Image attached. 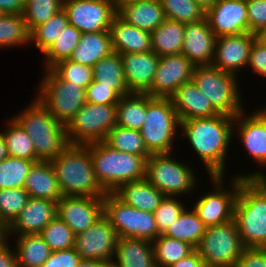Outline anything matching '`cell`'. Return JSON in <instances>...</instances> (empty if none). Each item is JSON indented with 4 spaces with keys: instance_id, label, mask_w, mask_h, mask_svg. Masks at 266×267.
Instances as JSON below:
<instances>
[{
    "instance_id": "obj_61",
    "label": "cell",
    "mask_w": 266,
    "mask_h": 267,
    "mask_svg": "<svg viewBox=\"0 0 266 267\" xmlns=\"http://www.w3.org/2000/svg\"><path fill=\"white\" fill-rule=\"evenodd\" d=\"M8 157L7 148L2 133L0 132V161Z\"/></svg>"
},
{
    "instance_id": "obj_43",
    "label": "cell",
    "mask_w": 266,
    "mask_h": 267,
    "mask_svg": "<svg viewBox=\"0 0 266 267\" xmlns=\"http://www.w3.org/2000/svg\"><path fill=\"white\" fill-rule=\"evenodd\" d=\"M33 163L12 156L0 161V189L24 188L25 178Z\"/></svg>"
},
{
    "instance_id": "obj_24",
    "label": "cell",
    "mask_w": 266,
    "mask_h": 267,
    "mask_svg": "<svg viewBox=\"0 0 266 267\" xmlns=\"http://www.w3.org/2000/svg\"><path fill=\"white\" fill-rule=\"evenodd\" d=\"M170 99L180 122L219 114L193 80L178 87Z\"/></svg>"
},
{
    "instance_id": "obj_6",
    "label": "cell",
    "mask_w": 266,
    "mask_h": 267,
    "mask_svg": "<svg viewBox=\"0 0 266 267\" xmlns=\"http://www.w3.org/2000/svg\"><path fill=\"white\" fill-rule=\"evenodd\" d=\"M180 120L170 98L151 97L147 94L146 118L140 134L151 154L171 153Z\"/></svg>"
},
{
    "instance_id": "obj_9",
    "label": "cell",
    "mask_w": 266,
    "mask_h": 267,
    "mask_svg": "<svg viewBox=\"0 0 266 267\" xmlns=\"http://www.w3.org/2000/svg\"><path fill=\"white\" fill-rule=\"evenodd\" d=\"M244 249L235 219L207 227L195 247L207 267H233Z\"/></svg>"
},
{
    "instance_id": "obj_17",
    "label": "cell",
    "mask_w": 266,
    "mask_h": 267,
    "mask_svg": "<svg viewBox=\"0 0 266 267\" xmlns=\"http://www.w3.org/2000/svg\"><path fill=\"white\" fill-rule=\"evenodd\" d=\"M239 135V141L250 157L259 166L266 167V106L250 115L245 110L234 118L233 132Z\"/></svg>"
},
{
    "instance_id": "obj_51",
    "label": "cell",
    "mask_w": 266,
    "mask_h": 267,
    "mask_svg": "<svg viewBox=\"0 0 266 267\" xmlns=\"http://www.w3.org/2000/svg\"><path fill=\"white\" fill-rule=\"evenodd\" d=\"M81 260L80 254L73 247L66 250L52 251L41 267H77Z\"/></svg>"
},
{
    "instance_id": "obj_40",
    "label": "cell",
    "mask_w": 266,
    "mask_h": 267,
    "mask_svg": "<svg viewBox=\"0 0 266 267\" xmlns=\"http://www.w3.org/2000/svg\"><path fill=\"white\" fill-rule=\"evenodd\" d=\"M82 33L73 25L68 24L57 40L43 53L46 69H50L57 62L69 59L79 44Z\"/></svg>"
},
{
    "instance_id": "obj_23",
    "label": "cell",
    "mask_w": 266,
    "mask_h": 267,
    "mask_svg": "<svg viewBox=\"0 0 266 267\" xmlns=\"http://www.w3.org/2000/svg\"><path fill=\"white\" fill-rule=\"evenodd\" d=\"M120 56L129 92L147 93L151 89L160 57L152 50Z\"/></svg>"
},
{
    "instance_id": "obj_27",
    "label": "cell",
    "mask_w": 266,
    "mask_h": 267,
    "mask_svg": "<svg viewBox=\"0 0 266 267\" xmlns=\"http://www.w3.org/2000/svg\"><path fill=\"white\" fill-rule=\"evenodd\" d=\"M24 189L29 197L58 202L63 194L50 161L34 162L25 178Z\"/></svg>"
},
{
    "instance_id": "obj_4",
    "label": "cell",
    "mask_w": 266,
    "mask_h": 267,
    "mask_svg": "<svg viewBox=\"0 0 266 267\" xmlns=\"http://www.w3.org/2000/svg\"><path fill=\"white\" fill-rule=\"evenodd\" d=\"M95 177L106 193H114L122 184L145 178L143 156L114 150L102 142L86 144Z\"/></svg>"
},
{
    "instance_id": "obj_28",
    "label": "cell",
    "mask_w": 266,
    "mask_h": 267,
    "mask_svg": "<svg viewBox=\"0 0 266 267\" xmlns=\"http://www.w3.org/2000/svg\"><path fill=\"white\" fill-rule=\"evenodd\" d=\"M112 267H156L152 241L118 238Z\"/></svg>"
},
{
    "instance_id": "obj_25",
    "label": "cell",
    "mask_w": 266,
    "mask_h": 267,
    "mask_svg": "<svg viewBox=\"0 0 266 267\" xmlns=\"http://www.w3.org/2000/svg\"><path fill=\"white\" fill-rule=\"evenodd\" d=\"M117 15L127 24L153 32L166 19L159 0L116 2Z\"/></svg>"
},
{
    "instance_id": "obj_15",
    "label": "cell",
    "mask_w": 266,
    "mask_h": 267,
    "mask_svg": "<svg viewBox=\"0 0 266 267\" xmlns=\"http://www.w3.org/2000/svg\"><path fill=\"white\" fill-rule=\"evenodd\" d=\"M118 236L114 227L103 215L87 230L75 236V250L81 259L112 263Z\"/></svg>"
},
{
    "instance_id": "obj_2",
    "label": "cell",
    "mask_w": 266,
    "mask_h": 267,
    "mask_svg": "<svg viewBox=\"0 0 266 267\" xmlns=\"http://www.w3.org/2000/svg\"><path fill=\"white\" fill-rule=\"evenodd\" d=\"M63 196L104 197L87 145H69L50 160Z\"/></svg>"
},
{
    "instance_id": "obj_31",
    "label": "cell",
    "mask_w": 266,
    "mask_h": 267,
    "mask_svg": "<svg viewBox=\"0 0 266 267\" xmlns=\"http://www.w3.org/2000/svg\"><path fill=\"white\" fill-rule=\"evenodd\" d=\"M185 24L165 19L151 32V50L159 57L181 54Z\"/></svg>"
},
{
    "instance_id": "obj_18",
    "label": "cell",
    "mask_w": 266,
    "mask_h": 267,
    "mask_svg": "<svg viewBox=\"0 0 266 267\" xmlns=\"http://www.w3.org/2000/svg\"><path fill=\"white\" fill-rule=\"evenodd\" d=\"M57 216L75 235L82 233L103 216V197L63 196L57 202Z\"/></svg>"
},
{
    "instance_id": "obj_32",
    "label": "cell",
    "mask_w": 266,
    "mask_h": 267,
    "mask_svg": "<svg viewBox=\"0 0 266 267\" xmlns=\"http://www.w3.org/2000/svg\"><path fill=\"white\" fill-rule=\"evenodd\" d=\"M93 80L111 87L120 98L130 93L124 79L121 56L117 52L112 51L93 65Z\"/></svg>"
},
{
    "instance_id": "obj_22",
    "label": "cell",
    "mask_w": 266,
    "mask_h": 267,
    "mask_svg": "<svg viewBox=\"0 0 266 267\" xmlns=\"http://www.w3.org/2000/svg\"><path fill=\"white\" fill-rule=\"evenodd\" d=\"M216 36L205 19L185 24L181 54L195 66L211 65Z\"/></svg>"
},
{
    "instance_id": "obj_11",
    "label": "cell",
    "mask_w": 266,
    "mask_h": 267,
    "mask_svg": "<svg viewBox=\"0 0 266 267\" xmlns=\"http://www.w3.org/2000/svg\"><path fill=\"white\" fill-rule=\"evenodd\" d=\"M103 215L114 227L118 238L132 237L153 241L158 233L154 213L125 204L114 193L103 197Z\"/></svg>"
},
{
    "instance_id": "obj_20",
    "label": "cell",
    "mask_w": 266,
    "mask_h": 267,
    "mask_svg": "<svg viewBox=\"0 0 266 267\" xmlns=\"http://www.w3.org/2000/svg\"><path fill=\"white\" fill-rule=\"evenodd\" d=\"M205 18L216 38L248 32L246 0H218Z\"/></svg>"
},
{
    "instance_id": "obj_12",
    "label": "cell",
    "mask_w": 266,
    "mask_h": 267,
    "mask_svg": "<svg viewBox=\"0 0 266 267\" xmlns=\"http://www.w3.org/2000/svg\"><path fill=\"white\" fill-rule=\"evenodd\" d=\"M116 123V105L86 102L66 126L68 140L72 145L102 142Z\"/></svg>"
},
{
    "instance_id": "obj_60",
    "label": "cell",
    "mask_w": 266,
    "mask_h": 267,
    "mask_svg": "<svg viewBox=\"0 0 266 267\" xmlns=\"http://www.w3.org/2000/svg\"><path fill=\"white\" fill-rule=\"evenodd\" d=\"M197 4L207 12L211 7H213L218 0H195Z\"/></svg>"
},
{
    "instance_id": "obj_56",
    "label": "cell",
    "mask_w": 266,
    "mask_h": 267,
    "mask_svg": "<svg viewBox=\"0 0 266 267\" xmlns=\"http://www.w3.org/2000/svg\"><path fill=\"white\" fill-rule=\"evenodd\" d=\"M169 267H207L199 254L194 250L191 254L183 259H180L175 264Z\"/></svg>"
},
{
    "instance_id": "obj_1",
    "label": "cell",
    "mask_w": 266,
    "mask_h": 267,
    "mask_svg": "<svg viewBox=\"0 0 266 267\" xmlns=\"http://www.w3.org/2000/svg\"><path fill=\"white\" fill-rule=\"evenodd\" d=\"M233 116L218 114L180 122V128L210 176H224L226 158L232 143Z\"/></svg>"
},
{
    "instance_id": "obj_45",
    "label": "cell",
    "mask_w": 266,
    "mask_h": 267,
    "mask_svg": "<svg viewBox=\"0 0 266 267\" xmlns=\"http://www.w3.org/2000/svg\"><path fill=\"white\" fill-rule=\"evenodd\" d=\"M63 8V0H25L22 12L31 32L38 25L47 22Z\"/></svg>"
},
{
    "instance_id": "obj_5",
    "label": "cell",
    "mask_w": 266,
    "mask_h": 267,
    "mask_svg": "<svg viewBox=\"0 0 266 267\" xmlns=\"http://www.w3.org/2000/svg\"><path fill=\"white\" fill-rule=\"evenodd\" d=\"M234 219L245 247L266 248V189L256 179L239 177Z\"/></svg>"
},
{
    "instance_id": "obj_47",
    "label": "cell",
    "mask_w": 266,
    "mask_h": 267,
    "mask_svg": "<svg viewBox=\"0 0 266 267\" xmlns=\"http://www.w3.org/2000/svg\"><path fill=\"white\" fill-rule=\"evenodd\" d=\"M60 79L86 90L93 81V67L72 62L69 59L57 62L50 68Z\"/></svg>"
},
{
    "instance_id": "obj_39",
    "label": "cell",
    "mask_w": 266,
    "mask_h": 267,
    "mask_svg": "<svg viewBox=\"0 0 266 267\" xmlns=\"http://www.w3.org/2000/svg\"><path fill=\"white\" fill-rule=\"evenodd\" d=\"M30 31L22 14H2L0 16V48L27 45Z\"/></svg>"
},
{
    "instance_id": "obj_34",
    "label": "cell",
    "mask_w": 266,
    "mask_h": 267,
    "mask_svg": "<svg viewBox=\"0 0 266 267\" xmlns=\"http://www.w3.org/2000/svg\"><path fill=\"white\" fill-rule=\"evenodd\" d=\"M14 251L17 267H41L51 250L39 234L16 236Z\"/></svg>"
},
{
    "instance_id": "obj_41",
    "label": "cell",
    "mask_w": 266,
    "mask_h": 267,
    "mask_svg": "<svg viewBox=\"0 0 266 267\" xmlns=\"http://www.w3.org/2000/svg\"><path fill=\"white\" fill-rule=\"evenodd\" d=\"M68 24L67 14L62 8L47 22L38 25L30 32V42L34 43L43 54Z\"/></svg>"
},
{
    "instance_id": "obj_49",
    "label": "cell",
    "mask_w": 266,
    "mask_h": 267,
    "mask_svg": "<svg viewBox=\"0 0 266 267\" xmlns=\"http://www.w3.org/2000/svg\"><path fill=\"white\" fill-rule=\"evenodd\" d=\"M86 102L98 105H117L120 97L111 89L93 80L85 90Z\"/></svg>"
},
{
    "instance_id": "obj_10",
    "label": "cell",
    "mask_w": 266,
    "mask_h": 267,
    "mask_svg": "<svg viewBox=\"0 0 266 267\" xmlns=\"http://www.w3.org/2000/svg\"><path fill=\"white\" fill-rule=\"evenodd\" d=\"M172 153L152 154L146 160L145 179L165 196H183L196 187L193 167L178 162Z\"/></svg>"
},
{
    "instance_id": "obj_38",
    "label": "cell",
    "mask_w": 266,
    "mask_h": 267,
    "mask_svg": "<svg viewBox=\"0 0 266 267\" xmlns=\"http://www.w3.org/2000/svg\"><path fill=\"white\" fill-rule=\"evenodd\" d=\"M152 245L156 267H169L195 250L191 244L163 234L153 240Z\"/></svg>"
},
{
    "instance_id": "obj_30",
    "label": "cell",
    "mask_w": 266,
    "mask_h": 267,
    "mask_svg": "<svg viewBox=\"0 0 266 267\" xmlns=\"http://www.w3.org/2000/svg\"><path fill=\"white\" fill-rule=\"evenodd\" d=\"M110 31L82 33L69 60L93 67L112 52Z\"/></svg>"
},
{
    "instance_id": "obj_8",
    "label": "cell",
    "mask_w": 266,
    "mask_h": 267,
    "mask_svg": "<svg viewBox=\"0 0 266 267\" xmlns=\"http://www.w3.org/2000/svg\"><path fill=\"white\" fill-rule=\"evenodd\" d=\"M36 98L61 124L67 126L86 103L85 89L60 79L51 69H45Z\"/></svg>"
},
{
    "instance_id": "obj_14",
    "label": "cell",
    "mask_w": 266,
    "mask_h": 267,
    "mask_svg": "<svg viewBox=\"0 0 266 267\" xmlns=\"http://www.w3.org/2000/svg\"><path fill=\"white\" fill-rule=\"evenodd\" d=\"M69 24L81 33L109 30L117 15L114 0H63Z\"/></svg>"
},
{
    "instance_id": "obj_46",
    "label": "cell",
    "mask_w": 266,
    "mask_h": 267,
    "mask_svg": "<svg viewBox=\"0 0 266 267\" xmlns=\"http://www.w3.org/2000/svg\"><path fill=\"white\" fill-rule=\"evenodd\" d=\"M51 251L66 250L75 245V234L70 227L56 216L39 234Z\"/></svg>"
},
{
    "instance_id": "obj_48",
    "label": "cell",
    "mask_w": 266,
    "mask_h": 267,
    "mask_svg": "<svg viewBox=\"0 0 266 267\" xmlns=\"http://www.w3.org/2000/svg\"><path fill=\"white\" fill-rule=\"evenodd\" d=\"M177 198L178 196H165L155 209L154 216L159 234H163L186 208Z\"/></svg>"
},
{
    "instance_id": "obj_35",
    "label": "cell",
    "mask_w": 266,
    "mask_h": 267,
    "mask_svg": "<svg viewBox=\"0 0 266 267\" xmlns=\"http://www.w3.org/2000/svg\"><path fill=\"white\" fill-rule=\"evenodd\" d=\"M205 225L199 218L197 212L191 207L183 210L177 220H175L163 235L178 239L196 247L205 233Z\"/></svg>"
},
{
    "instance_id": "obj_59",
    "label": "cell",
    "mask_w": 266,
    "mask_h": 267,
    "mask_svg": "<svg viewBox=\"0 0 266 267\" xmlns=\"http://www.w3.org/2000/svg\"><path fill=\"white\" fill-rule=\"evenodd\" d=\"M255 34V40L266 46V26L260 28Z\"/></svg>"
},
{
    "instance_id": "obj_21",
    "label": "cell",
    "mask_w": 266,
    "mask_h": 267,
    "mask_svg": "<svg viewBox=\"0 0 266 267\" xmlns=\"http://www.w3.org/2000/svg\"><path fill=\"white\" fill-rule=\"evenodd\" d=\"M57 216V202L29 197L26 206L15 220L3 231L6 239L10 235L40 234L42 229Z\"/></svg>"
},
{
    "instance_id": "obj_52",
    "label": "cell",
    "mask_w": 266,
    "mask_h": 267,
    "mask_svg": "<svg viewBox=\"0 0 266 267\" xmlns=\"http://www.w3.org/2000/svg\"><path fill=\"white\" fill-rule=\"evenodd\" d=\"M233 267H266V248L245 247Z\"/></svg>"
},
{
    "instance_id": "obj_19",
    "label": "cell",
    "mask_w": 266,
    "mask_h": 267,
    "mask_svg": "<svg viewBox=\"0 0 266 267\" xmlns=\"http://www.w3.org/2000/svg\"><path fill=\"white\" fill-rule=\"evenodd\" d=\"M255 34L245 32L216 38L212 66L232 74L248 65ZM238 72V73H237Z\"/></svg>"
},
{
    "instance_id": "obj_3",
    "label": "cell",
    "mask_w": 266,
    "mask_h": 267,
    "mask_svg": "<svg viewBox=\"0 0 266 267\" xmlns=\"http://www.w3.org/2000/svg\"><path fill=\"white\" fill-rule=\"evenodd\" d=\"M32 101L12 117L33 142L36 157L40 161H50L71 145L66 126L58 122L37 99Z\"/></svg>"
},
{
    "instance_id": "obj_7",
    "label": "cell",
    "mask_w": 266,
    "mask_h": 267,
    "mask_svg": "<svg viewBox=\"0 0 266 267\" xmlns=\"http://www.w3.org/2000/svg\"><path fill=\"white\" fill-rule=\"evenodd\" d=\"M237 75L212 65L195 66L192 80L219 114L236 117L242 107Z\"/></svg>"
},
{
    "instance_id": "obj_16",
    "label": "cell",
    "mask_w": 266,
    "mask_h": 267,
    "mask_svg": "<svg viewBox=\"0 0 266 267\" xmlns=\"http://www.w3.org/2000/svg\"><path fill=\"white\" fill-rule=\"evenodd\" d=\"M195 65L183 54L159 58L151 89V97L170 98L182 84L190 82Z\"/></svg>"
},
{
    "instance_id": "obj_37",
    "label": "cell",
    "mask_w": 266,
    "mask_h": 267,
    "mask_svg": "<svg viewBox=\"0 0 266 267\" xmlns=\"http://www.w3.org/2000/svg\"><path fill=\"white\" fill-rule=\"evenodd\" d=\"M5 141L8 156L40 161L35 154L34 145L26 131L12 117L7 121L6 129L1 132Z\"/></svg>"
},
{
    "instance_id": "obj_62",
    "label": "cell",
    "mask_w": 266,
    "mask_h": 267,
    "mask_svg": "<svg viewBox=\"0 0 266 267\" xmlns=\"http://www.w3.org/2000/svg\"><path fill=\"white\" fill-rule=\"evenodd\" d=\"M5 238L3 230H0V241Z\"/></svg>"
},
{
    "instance_id": "obj_55",
    "label": "cell",
    "mask_w": 266,
    "mask_h": 267,
    "mask_svg": "<svg viewBox=\"0 0 266 267\" xmlns=\"http://www.w3.org/2000/svg\"><path fill=\"white\" fill-rule=\"evenodd\" d=\"M25 0H0V11L3 14H22Z\"/></svg>"
},
{
    "instance_id": "obj_58",
    "label": "cell",
    "mask_w": 266,
    "mask_h": 267,
    "mask_svg": "<svg viewBox=\"0 0 266 267\" xmlns=\"http://www.w3.org/2000/svg\"><path fill=\"white\" fill-rule=\"evenodd\" d=\"M77 267H112V264L106 261L82 259Z\"/></svg>"
},
{
    "instance_id": "obj_53",
    "label": "cell",
    "mask_w": 266,
    "mask_h": 267,
    "mask_svg": "<svg viewBox=\"0 0 266 267\" xmlns=\"http://www.w3.org/2000/svg\"><path fill=\"white\" fill-rule=\"evenodd\" d=\"M247 66L251 67L250 69L257 75L266 77V46L257 40L252 43Z\"/></svg>"
},
{
    "instance_id": "obj_29",
    "label": "cell",
    "mask_w": 266,
    "mask_h": 267,
    "mask_svg": "<svg viewBox=\"0 0 266 267\" xmlns=\"http://www.w3.org/2000/svg\"><path fill=\"white\" fill-rule=\"evenodd\" d=\"M114 194L125 204L154 213L165 195L145 178L122 184Z\"/></svg>"
},
{
    "instance_id": "obj_42",
    "label": "cell",
    "mask_w": 266,
    "mask_h": 267,
    "mask_svg": "<svg viewBox=\"0 0 266 267\" xmlns=\"http://www.w3.org/2000/svg\"><path fill=\"white\" fill-rule=\"evenodd\" d=\"M29 194L24 188L0 189V230H5L26 206Z\"/></svg>"
},
{
    "instance_id": "obj_50",
    "label": "cell",
    "mask_w": 266,
    "mask_h": 267,
    "mask_svg": "<svg viewBox=\"0 0 266 267\" xmlns=\"http://www.w3.org/2000/svg\"><path fill=\"white\" fill-rule=\"evenodd\" d=\"M248 32L255 33L266 26V0H246Z\"/></svg>"
},
{
    "instance_id": "obj_26",
    "label": "cell",
    "mask_w": 266,
    "mask_h": 267,
    "mask_svg": "<svg viewBox=\"0 0 266 267\" xmlns=\"http://www.w3.org/2000/svg\"><path fill=\"white\" fill-rule=\"evenodd\" d=\"M109 31L114 52L127 54L151 50V33L127 24L118 15L113 18Z\"/></svg>"
},
{
    "instance_id": "obj_57",
    "label": "cell",
    "mask_w": 266,
    "mask_h": 267,
    "mask_svg": "<svg viewBox=\"0 0 266 267\" xmlns=\"http://www.w3.org/2000/svg\"><path fill=\"white\" fill-rule=\"evenodd\" d=\"M265 171H255L252 172L250 174L246 173L245 174H241V175H237L236 177H241L243 179H256L265 189H266V175L264 173Z\"/></svg>"
},
{
    "instance_id": "obj_36",
    "label": "cell",
    "mask_w": 266,
    "mask_h": 267,
    "mask_svg": "<svg viewBox=\"0 0 266 267\" xmlns=\"http://www.w3.org/2000/svg\"><path fill=\"white\" fill-rule=\"evenodd\" d=\"M110 148L143 156L146 160L152 155L145 146L144 140L138 130H131L115 125L103 141Z\"/></svg>"
},
{
    "instance_id": "obj_44",
    "label": "cell",
    "mask_w": 266,
    "mask_h": 267,
    "mask_svg": "<svg viewBox=\"0 0 266 267\" xmlns=\"http://www.w3.org/2000/svg\"><path fill=\"white\" fill-rule=\"evenodd\" d=\"M165 18L188 24L205 19L206 12L195 0H159Z\"/></svg>"
},
{
    "instance_id": "obj_33",
    "label": "cell",
    "mask_w": 266,
    "mask_h": 267,
    "mask_svg": "<svg viewBox=\"0 0 266 267\" xmlns=\"http://www.w3.org/2000/svg\"><path fill=\"white\" fill-rule=\"evenodd\" d=\"M116 108V125L139 131L146 118L147 93H129L119 99Z\"/></svg>"
},
{
    "instance_id": "obj_63",
    "label": "cell",
    "mask_w": 266,
    "mask_h": 267,
    "mask_svg": "<svg viewBox=\"0 0 266 267\" xmlns=\"http://www.w3.org/2000/svg\"><path fill=\"white\" fill-rule=\"evenodd\" d=\"M129 1H134V0H118L117 2H129Z\"/></svg>"
},
{
    "instance_id": "obj_54",
    "label": "cell",
    "mask_w": 266,
    "mask_h": 267,
    "mask_svg": "<svg viewBox=\"0 0 266 267\" xmlns=\"http://www.w3.org/2000/svg\"><path fill=\"white\" fill-rule=\"evenodd\" d=\"M9 245L6 238L0 242V267H17L15 251Z\"/></svg>"
},
{
    "instance_id": "obj_13",
    "label": "cell",
    "mask_w": 266,
    "mask_h": 267,
    "mask_svg": "<svg viewBox=\"0 0 266 267\" xmlns=\"http://www.w3.org/2000/svg\"><path fill=\"white\" fill-rule=\"evenodd\" d=\"M210 178L214 185L212 192L202 194L192 206L206 228L234 219V206L239 192V177L235 175L230 178L231 190L223 187L224 176H210Z\"/></svg>"
}]
</instances>
